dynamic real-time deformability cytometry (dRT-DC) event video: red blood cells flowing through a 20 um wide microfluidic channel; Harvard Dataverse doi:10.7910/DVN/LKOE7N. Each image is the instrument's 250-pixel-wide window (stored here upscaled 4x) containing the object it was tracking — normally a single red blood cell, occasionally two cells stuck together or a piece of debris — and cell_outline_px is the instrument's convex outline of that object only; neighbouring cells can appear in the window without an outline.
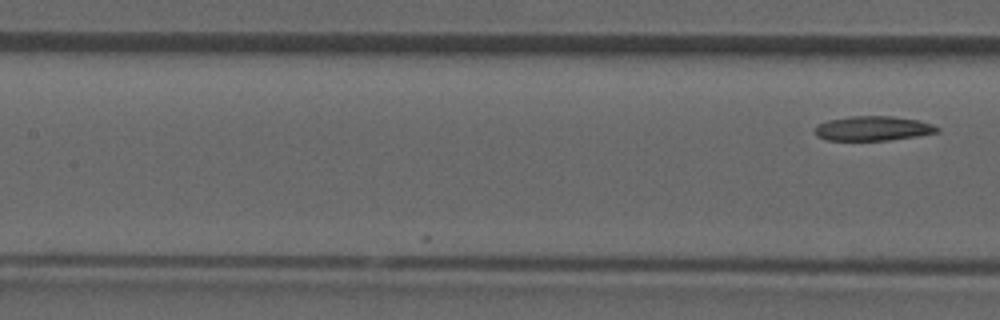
{"species": "common noctule bat (a hibernating species)", "species_latin": "Nyctalus noctula", "temperature_condition": "room temperature", "stored_images_in_passage": 5, "camera_frame_rate_fps": 3000, "um_per_image_px": 0.085, "animal": {"sex": "male", "forearm_length_mm": 52.5}, "frame": {"image": 1, "passage_image": 5, "time_ms": 1.333, "image_size_px": [1000, 320], "cell_outline_px": [[940, 132], [916, 136], [888, 140], [824, 140], [816, 136], [812, 132], [816, 124], [828, 120], [848, 116], [892, 116], [920, 120], [932, 124], [940, 128]], "centroid_in_image_um": [74.16, 10.91], "position_along_channel_um": 133.2, "area_um2": 17.8}}